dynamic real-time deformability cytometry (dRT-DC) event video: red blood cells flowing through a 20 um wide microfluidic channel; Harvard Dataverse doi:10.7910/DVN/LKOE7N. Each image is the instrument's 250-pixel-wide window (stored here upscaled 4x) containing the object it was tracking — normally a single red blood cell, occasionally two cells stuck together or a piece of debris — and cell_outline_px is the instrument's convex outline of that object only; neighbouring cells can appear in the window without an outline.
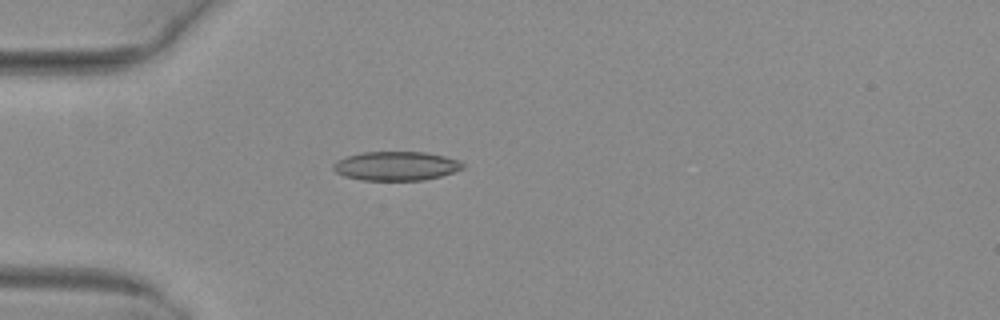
{"species": "common noctule bat (a hibernating species)", "species_latin": "Nyctalus noctula", "temperature_condition": "warm", "stored_images_in_passage": 30, "camera_frame_rate_fps": 3000, "um_per_image_px": 0.085, "animal": {"sex": "female", "body_mass_g": 29.2, "forearm_length_mm": 56.3}, "frame": {"image": 1, "passage_image": 1, "time_ms": 0.0, "image_size_px": [1000, 320], "cell_outline_px": [[464, 168], [440, 176], [424, 180], [360, 180], [344, 176], [336, 172], [332, 168], [332, 164], [336, 160], [348, 156], [364, 152], [424, 152], [444, 156], [460, 160], [464, 164]], "centroid_in_image_um": [33.65, 14.11], "position_along_channel_um": 51.3, "area_um2": 21.91}}
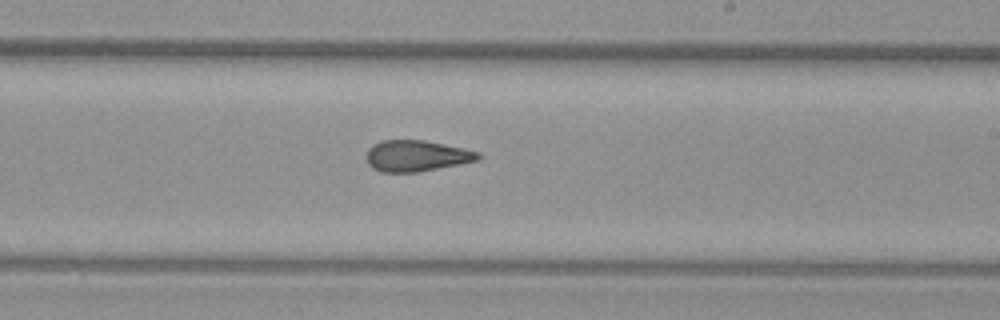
{"frame": {"image": 2, "passage_image": 17, "time_ms": 5.333, "image_size_px": [1000, 320], "cell_outline_px": [[484, 156], [480, 160], [420, 172], [380, 172], [372, 168], [368, 164], [368, 148], [372, 144], [380, 140], [424, 140], [480, 152]], "centroid_in_image_um": [35.43, 13.25], "position_along_channel_um": 253.6, "area_um2": 20.4}}
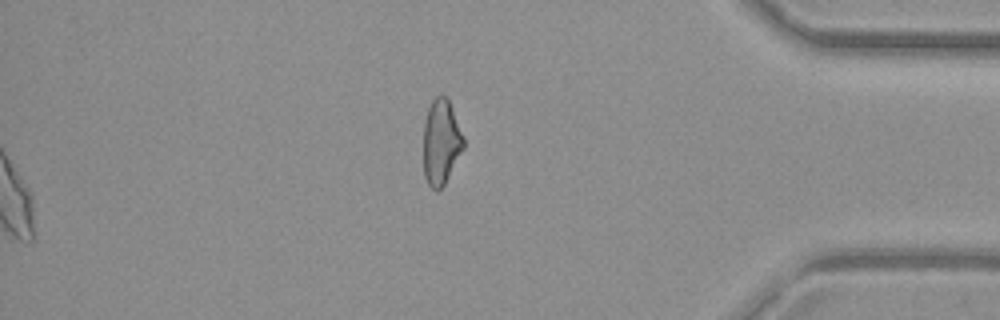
{"frame": {"image": 3, "passage_image": 30, "time_ms": 9.667, "image_size_px": [1000, 320], "cell_outline_px": [[464, 148], [444, 184], [436, 192], [428, 184], [424, 176], [424, 124], [428, 108], [432, 100], [440, 92], [448, 100], [464, 136]], "centroid_in_image_um": [37.49, 12.07], "position_along_channel_um": 397.7, "area_um2": 19.83}, "authors_computed_cell_mechanics": {"area_um2": 20.8947, "velocity_mm_per_s": 4.0514, "shape_relaxation_time_tau1_ms": null, "shape_relaxation_time_tau2_ms": 2.0556, "deformation_change_tau1": null, "deformation_change_tau2": 0.0978}}